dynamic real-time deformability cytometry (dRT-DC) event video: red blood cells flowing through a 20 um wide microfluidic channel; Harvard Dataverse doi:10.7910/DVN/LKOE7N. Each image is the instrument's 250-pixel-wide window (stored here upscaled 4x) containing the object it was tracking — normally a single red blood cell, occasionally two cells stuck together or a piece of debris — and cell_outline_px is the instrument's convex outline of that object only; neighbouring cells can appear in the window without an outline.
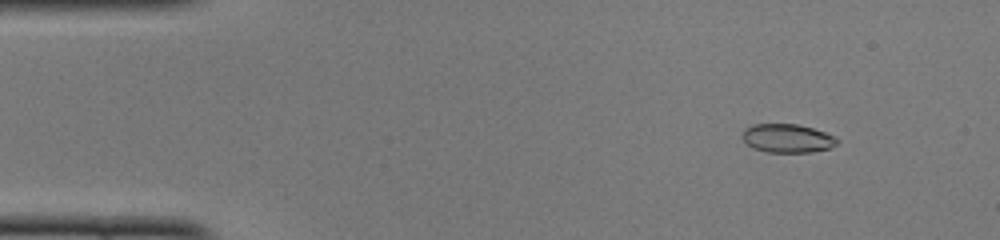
{"species": "common noctule bat (a hibernating species)", "species_latin": "Nyctalus noctula", "temperature_condition": "cold", "stored_images_in_passage": 51, "camera_frame_rate_fps": 3000, "um_per_image_px": 0.085, "animal": {"sex": "female", "body_mass_g": 22.0, "forearm_length_mm": 56.7}, "frame": {"image": 1, "passage_image": 6, "time_ms": 1.667, "image_size_px": [1000, 240], "cell_outline_px": [[840, 140], [832, 148], [812, 152], [768, 152], [752, 148], [740, 136], [744, 128], [752, 124], [796, 124], [812, 128], [824, 132]], "centroid_in_image_um": [66.9, 11.76], "position_along_channel_um": 18.1, "area_um2": 15.9}}
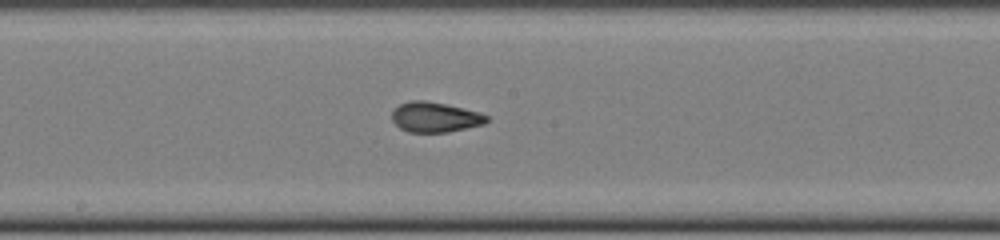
{"frame": {"image": 2, "passage_image": 27, "time_ms": 8.667, "image_size_px": [1000, 240], "cell_outline_px": [[488, 120], [484, 124], [448, 132], [408, 132], [400, 128], [392, 120], [392, 112], [400, 104], [412, 100], [424, 100], [444, 104], [480, 112], [488, 116]], "centroid_in_image_um": [36.98, 9.96], "position_along_channel_um": 211.2, "area_um2": 16.47}}
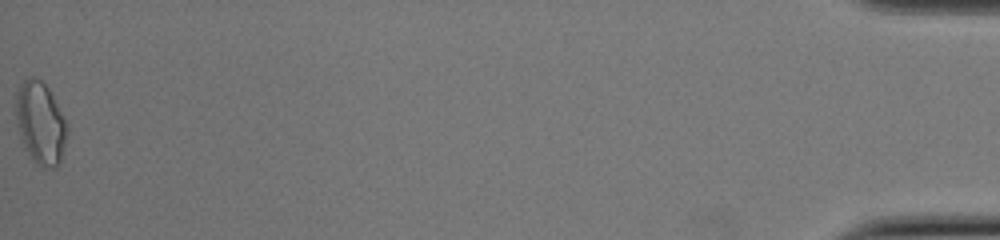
{"frame": {"image": 3, "passage_image": 51, "time_ms": 16.667, "image_size_px": [1000, 240], "cell_outline_px": [[68, 132], [60, 160], [56, 168], [44, 168], [36, 164], [24, 148], [16, 124], [16, 92], [20, 84], [24, 80], [32, 76], [36, 76], [48, 88], [68, 128]], "centroid_in_image_um": [3.41, 10.47], "position_along_channel_um": 431.8, "area_um2": 24.39}, "authors_computed_cell_mechanics": {"area_um2": 16.5886, "velocity_mm_per_s": 3.9926, "shape_relaxation_time_tau1_ms": null, "shape_relaxation_time_tau2_ms": 1.4528, "deformation_change_tau1": null, "deformation_change_tau2": 0.0564}}